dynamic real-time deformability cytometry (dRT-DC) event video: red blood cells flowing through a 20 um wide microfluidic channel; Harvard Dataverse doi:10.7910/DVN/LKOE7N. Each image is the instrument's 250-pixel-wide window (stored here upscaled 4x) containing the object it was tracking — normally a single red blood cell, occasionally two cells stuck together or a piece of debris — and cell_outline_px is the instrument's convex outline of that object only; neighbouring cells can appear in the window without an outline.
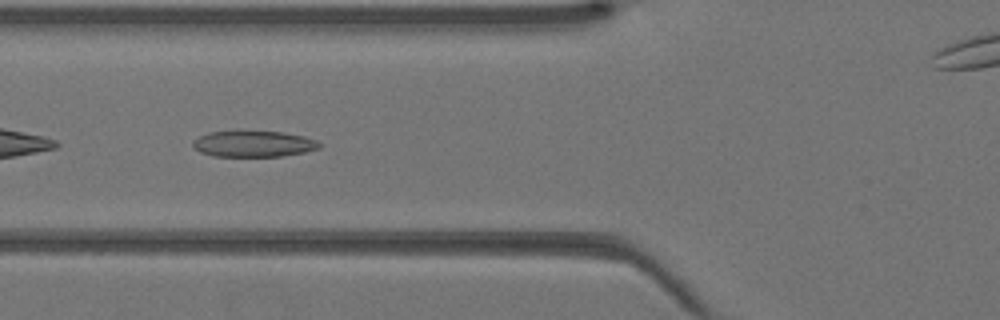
{"species": "Egyptian fruit bat (a non-hibernating species)", "species_latin": "Rousettus aegyptiacus", "temperature_condition": "warm", "stored_images_in_passage": 44, "camera_frame_rate_fps": 3000, "um_per_image_px": 0.085, "animal": {"sex": "female"}, "frame": {"image": 1, "passage_image": 17, "time_ms": 5.333, "image_size_px": [1000, 320], "cell_outline_px": [[320, 148], [304, 152], [280, 156], [212, 156], [200, 152], [192, 148], [192, 140], [208, 132], [236, 128], [240, 128], [284, 132], [304, 136], [316, 140], [320, 144]], "centroid_in_image_um": [21.47, 12.17], "position_along_channel_um": 104.3, "area_um2": 20.23}}
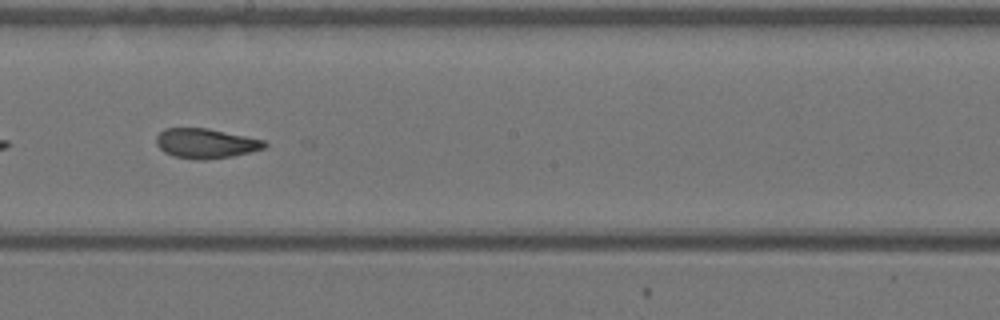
{"frame": {"image": 2, "passage_image": 25, "time_ms": 8.0, "image_size_px": [1000, 320], "cell_outline_px": [[268, 144], [264, 148], [232, 156], [204, 160], [200, 160], [172, 156], [164, 152], [156, 144], [156, 136], [164, 128], [208, 128], [264, 140]], "centroid_in_image_um": [17.46, 12.18], "position_along_channel_um": 230.7, "area_um2": 18.73}}
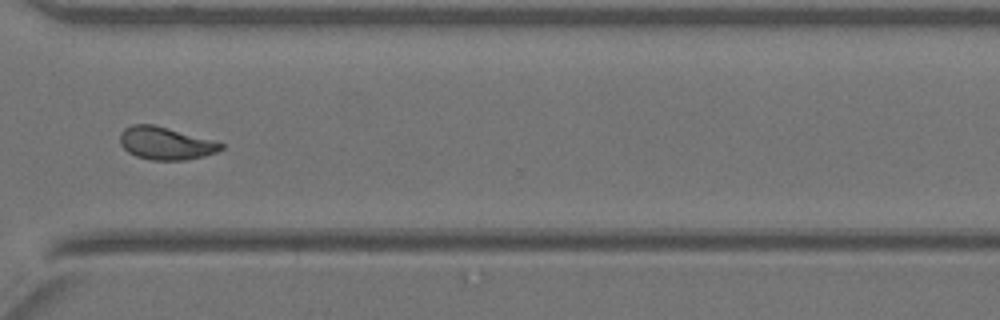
{"frame": {"image": 3, "passage_image": 33, "time_ms": 10.667, "image_size_px": [1000, 320], "cell_outline_px": [[224, 148], [216, 152], [204, 156], [184, 160], [152, 160], [136, 156], [128, 152], [120, 144], [120, 132], [124, 128], [132, 124], [152, 124], [212, 140], [224, 144]], "centroid_in_image_um": [14.05, 12.18], "position_along_channel_um": 356.6, "area_um2": 19.07}}